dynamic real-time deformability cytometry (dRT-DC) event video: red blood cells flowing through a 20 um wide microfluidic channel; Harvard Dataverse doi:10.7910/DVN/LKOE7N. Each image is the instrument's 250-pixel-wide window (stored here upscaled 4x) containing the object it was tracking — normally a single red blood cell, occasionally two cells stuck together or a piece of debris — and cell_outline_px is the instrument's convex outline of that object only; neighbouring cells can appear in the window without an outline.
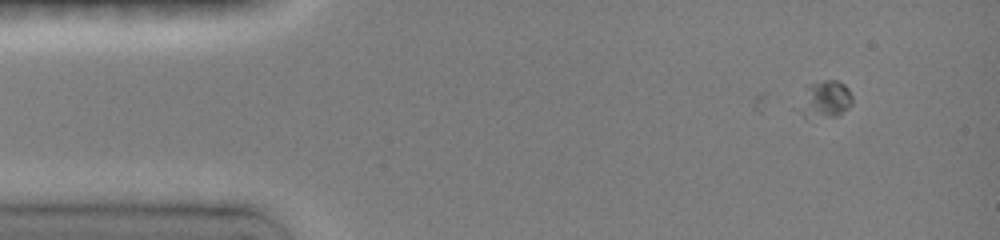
{"species": "common noctule bat (a hibernating species)", "species_latin": "Nyctalus noctula", "temperature_condition": "room temperature", "stored_images_in_passage": 71, "camera_frame_rate_fps": 3000, "um_per_image_px": 0.085, "animal": {"sex": "female", "body_mass_g": 19.0, "forearm_length_mm": 51.5}, "frame": {"image": 1, "passage_image": 8, "time_ms": 1.333, "image_size_px": [1000, 240], "cell_outline_px": [[852, 104], [848, 108], [836, 116], [804, 116], [800, 112], [804, 84], [824, 80], [836, 80], [844, 84], [848, 88], [852, 96]], "centroid_in_image_um": [70.15, 8.38], "position_along_channel_um": 14.9, "area_um2": 11.39}}
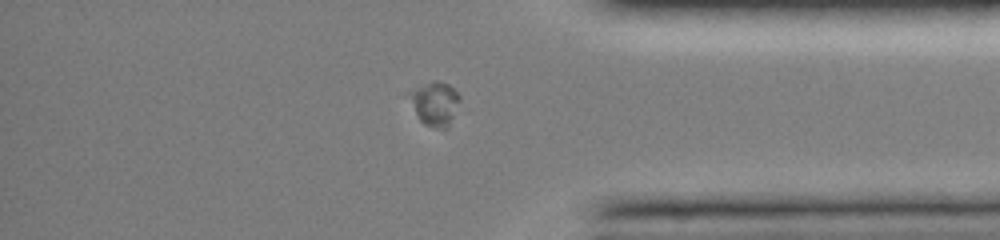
{"frame": {"image": 2, "passage_image": 59, "time_ms": 13.333, "image_size_px": [1000, 240], "cell_outline_px": [[460, 100], [448, 128], [436, 128], [424, 124], [420, 120], [416, 112], [408, 92], [432, 80], [436, 80], [448, 84], [460, 96]], "centroid_in_image_um": [36.99, 8.8], "position_along_channel_um": 398.2, "area_um2": 12.54}}
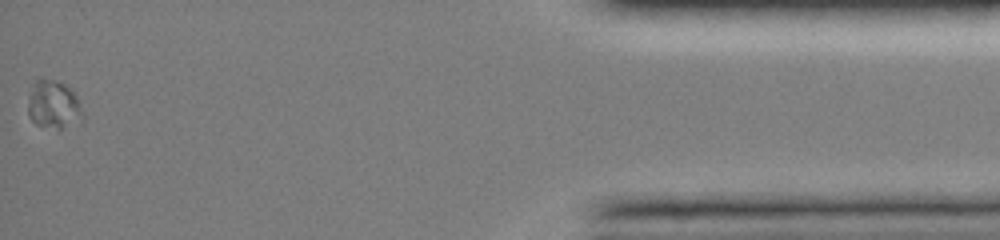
{"frame": {"image": 3, "passage_image": 70, "time_ms": 16.0, "image_size_px": [1000, 240], "cell_outline_px": [[84, 124], [60, 128], [36, 124], [28, 116], [28, 92], [36, 76], [40, 76], [64, 84], [76, 96], [84, 116]], "centroid_in_image_um": [4.54, 8.88], "position_along_channel_um": 430.7, "area_um2": 15.78}}